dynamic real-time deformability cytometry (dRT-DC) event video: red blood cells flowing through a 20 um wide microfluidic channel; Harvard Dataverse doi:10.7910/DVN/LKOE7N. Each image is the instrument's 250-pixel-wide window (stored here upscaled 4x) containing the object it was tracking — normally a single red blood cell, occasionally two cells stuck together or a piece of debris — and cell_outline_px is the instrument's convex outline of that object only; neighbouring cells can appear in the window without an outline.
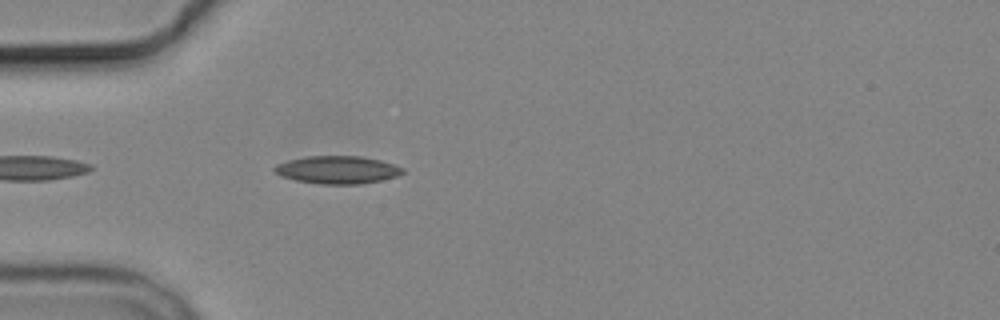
{"species": "common noctule bat (a hibernating species)", "species_latin": "Nyctalus noctula", "temperature_condition": "cold", "stored_images_in_passage": 4, "camera_frame_rate_fps": 3000, "um_per_image_px": 0.085, "animal": {"sex": "male", "body_mass_g": 19.2, "forearm_length_mm": 51.8}, "frame": {"image": 1, "passage_image": 4, "time_ms": 3.333, "image_size_px": [1000, 320], "cell_outline_px": [[404, 172], [396, 176], [380, 180], [360, 184], [320, 184], [296, 180], [280, 176], [272, 168], [276, 164], [288, 160], [304, 156], [360, 156], [380, 160], [404, 168]], "centroid_in_image_um": [28.65, 14.43], "position_along_channel_um": 56.4, "area_um2": 20.69}}